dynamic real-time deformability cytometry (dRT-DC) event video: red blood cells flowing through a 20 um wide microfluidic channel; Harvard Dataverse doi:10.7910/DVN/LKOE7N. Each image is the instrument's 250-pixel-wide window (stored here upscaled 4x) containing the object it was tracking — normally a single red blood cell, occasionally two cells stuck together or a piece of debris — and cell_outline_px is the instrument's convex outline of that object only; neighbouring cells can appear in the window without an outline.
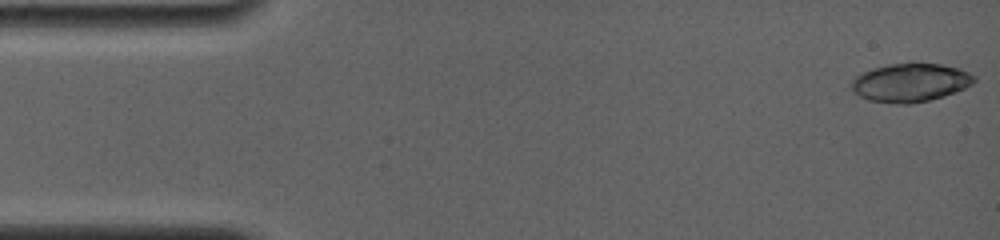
{"species": "common noctule bat (a hibernating species)", "species_latin": "Nyctalus noctula", "temperature_condition": "room temperature", "stored_images_in_passage": 9, "camera_frame_rate_fps": 4000, "um_per_image_px": 0.085, "animal": {"sex": "female", "body_mass_g": 19.0, "forearm_length_mm": 56.7}, "frame": {"image": 1, "passage_image": 1, "time_ms": 0.0, "image_size_px": [1000, 240], "cell_outline_px": [[976, 80], [972, 84], [956, 92], [944, 96], [912, 104], [896, 104], [868, 100], [852, 92], [852, 80], [860, 72], [872, 68], [888, 64], [912, 60], [916, 60], [940, 64], [960, 68], [976, 76]], "centroid_in_image_um": [77.38, 6.98], "position_along_channel_um": 7.6, "area_um2": 28.38}}
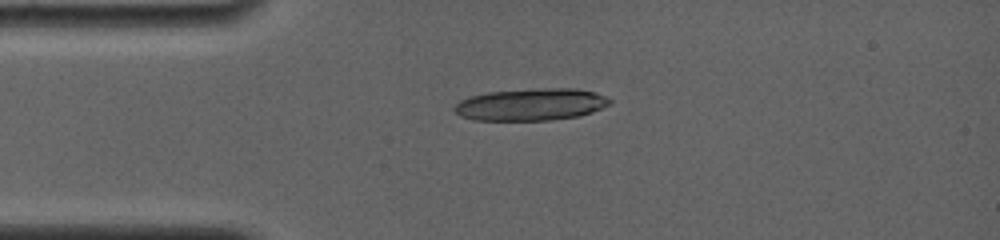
{"frame": {"image": 2, "passage_image": 9, "time_ms": 3.5, "image_size_px": [1000, 240], "cell_outline_px": [[612, 100], [608, 104], [592, 112], [580, 116], [552, 120], [476, 120], [460, 116], [452, 108], [460, 100], [472, 96], [488, 92], [544, 88], [576, 88], [596, 92]], "centroid_in_image_um": [45.14, 8.88], "position_along_channel_um": 39.9, "area_um2": 28.96}}